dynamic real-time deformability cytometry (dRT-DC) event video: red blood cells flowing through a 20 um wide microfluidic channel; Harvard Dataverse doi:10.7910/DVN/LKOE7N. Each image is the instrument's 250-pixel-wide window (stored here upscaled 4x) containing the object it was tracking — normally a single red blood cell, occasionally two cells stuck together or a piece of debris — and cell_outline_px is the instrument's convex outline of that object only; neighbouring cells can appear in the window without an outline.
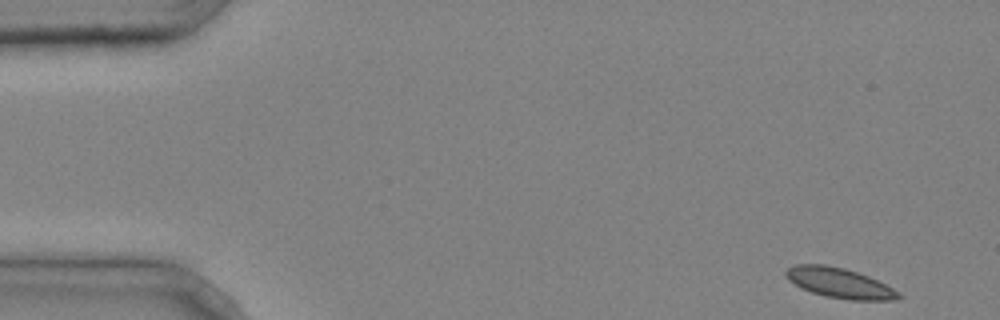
{"species": "common noctule bat (a hibernating species)", "species_latin": "Nyctalus noctula", "temperature_condition": "cold", "stored_images_in_passage": 4, "camera_frame_rate_fps": 3000, "um_per_image_px": 0.085, "animal": {"sex": "male", "body_mass_g": 20.4}, "frame": {"image": 1, "passage_image": 1, "time_ms": 0.0, "image_size_px": [1000, 320], "cell_outline_px": [[904, 296], [900, 300], [852, 300], [824, 296], [800, 288], [788, 280], [784, 276], [784, 272], [788, 268], [796, 264], [824, 264], [844, 268], [868, 276], [900, 292]], "centroid_in_image_um": [71.35, 24.06], "position_along_channel_um": 13.7, "area_um2": 19.88}}